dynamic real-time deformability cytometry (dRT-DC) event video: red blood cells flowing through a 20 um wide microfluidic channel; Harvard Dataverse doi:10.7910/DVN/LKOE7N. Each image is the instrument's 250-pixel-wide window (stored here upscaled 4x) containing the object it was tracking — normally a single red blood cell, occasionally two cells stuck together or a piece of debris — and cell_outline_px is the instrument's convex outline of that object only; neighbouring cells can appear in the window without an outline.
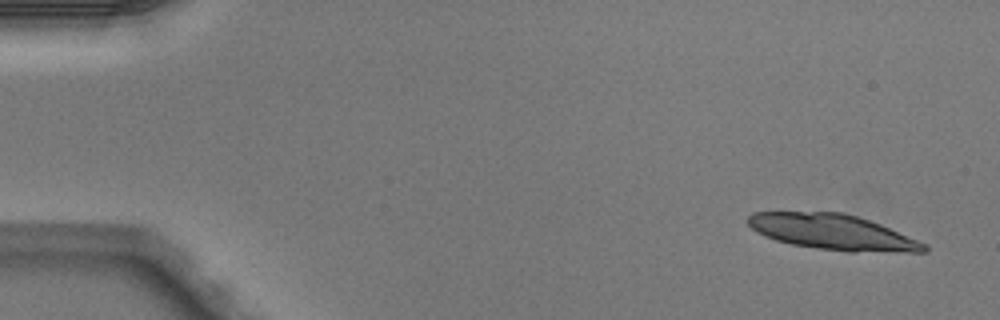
{"species": "Egyptian fruit bat (a non-hibernating species)", "species_latin": "Rousettus aegyptiacus", "temperature_condition": "warm", "stored_images_in_passage": 4, "camera_frame_rate_fps": 3000, "um_per_image_px": 0.085, "animal": {"sex": "male"}, "frame": {"image": 1, "passage_image": 1, "time_ms": 0.0, "image_size_px": [1000, 320], "cell_outline_px": [[928, 252], [844, 252], [792, 244], [776, 240], [764, 236], [752, 228], [748, 224], [748, 216], [752, 212], [840, 212], [856, 216], [880, 224], [928, 244]], "centroid_in_image_um": [70.81, 19.74], "position_along_channel_um": 14.2, "area_um2": 36.36}}